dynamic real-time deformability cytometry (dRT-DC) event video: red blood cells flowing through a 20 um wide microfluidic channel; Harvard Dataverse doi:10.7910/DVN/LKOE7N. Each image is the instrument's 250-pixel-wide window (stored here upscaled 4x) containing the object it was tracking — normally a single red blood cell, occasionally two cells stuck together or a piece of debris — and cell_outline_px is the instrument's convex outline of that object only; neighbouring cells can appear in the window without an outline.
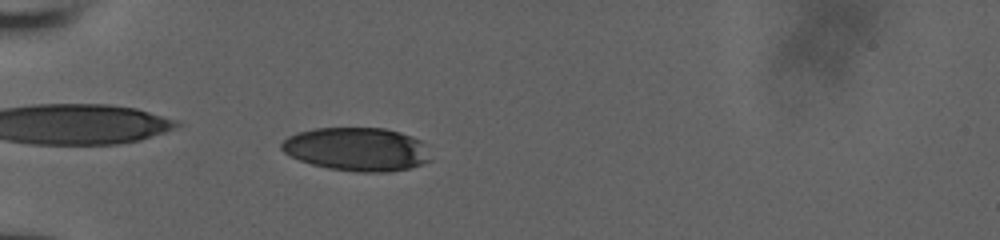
{"species": "human", "species_latin": "Homo sapiens", "temperature_condition": "room temperature", "stored_images_in_passage": 32, "camera_frame_rate_fps": 3000, "um_per_image_px": 0.085, "donor": {"sex": "male"}, "frame": {"image": 1, "passage_image": 14, "time_ms": 6.0, "image_size_px": [1000, 240], "cell_outline_px": [[432, 160], [424, 164], [408, 168], [388, 172], [360, 172], [328, 168], [312, 164], [300, 160], [284, 152], [280, 148], [280, 144], [288, 136], [296, 132], [316, 128], [384, 128], [400, 132], [412, 136], [420, 140]], "centroid_in_image_um": [30.33, 12.68], "position_along_channel_um": 54.7, "area_um2": 37.69}}
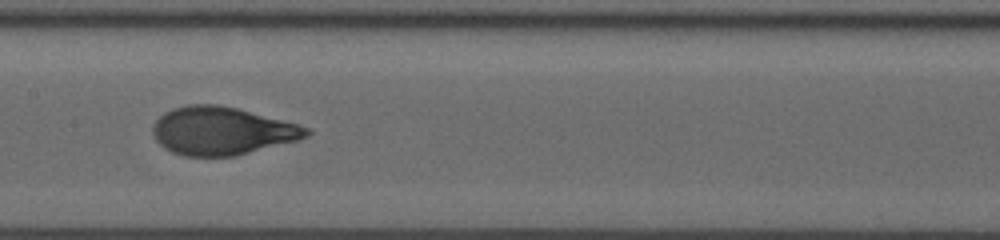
{"frame": {"image": 2, "passage_image": 25, "time_ms": 10.0, "image_size_px": [1000, 240], "cell_outline_px": [[312, 132], [308, 136], [300, 140], [236, 156], [184, 156], [172, 152], [164, 148], [156, 140], [152, 132], [152, 124], [164, 112], [172, 108], [188, 104], [216, 104], [236, 108], [300, 124], [308, 128]], "centroid_in_image_um": [18.87, 11.13], "position_along_channel_um": 188.5, "area_um2": 43.29}}
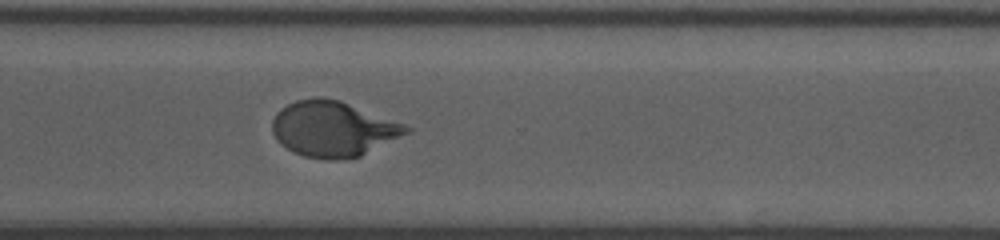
{"frame": {"image": 3, "passage_image": 32, "time_ms": 14.0, "image_size_px": [1000, 240], "cell_outline_px": [[412, 132], [360, 156], [340, 160], [328, 160], [304, 156], [292, 152], [280, 144], [276, 140], [272, 132], [272, 120], [276, 112], [280, 108], [296, 100], [316, 96], [320, 96], [340, 100], [404, 124], [412, 128]], "centroid_in_image_um": [28.29, 10.96], "position_along_channel_um": 342.3, "area_um2": 43.7}}